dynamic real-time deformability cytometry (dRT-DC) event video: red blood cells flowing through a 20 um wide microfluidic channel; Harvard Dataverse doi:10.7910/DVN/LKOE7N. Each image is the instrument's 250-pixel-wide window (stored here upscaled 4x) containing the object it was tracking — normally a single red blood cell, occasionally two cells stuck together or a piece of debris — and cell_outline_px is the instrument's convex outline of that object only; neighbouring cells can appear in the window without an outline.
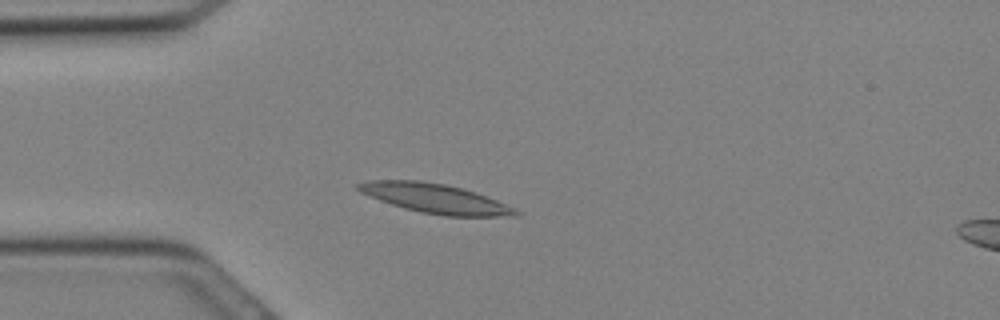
{"species": "Egyptian fruit bat (a non-hibernating species)", "species_latin": "Rousettus aegyptiacus", "temperature_condition": "cold", "stored_images_in_passage": 4, "camera_frame_rate_fps": 3000, "um_per_image_px": 0.085, "animal": {"sex": "female"}, "frame": {"image": 1, "passage_image": 1, "time_ms": 0.0, "image_size_px": [1000, 320], "cell_outline_px": [[524, 212], [520, 216], [444, 216], [420, 212], [404, 208], [380, 200], [360, 192], [356, 188], [356, 184], [368, 180], [420, 180], [444, 184], [476, 192], [516, 208]], "centroid_in_image_um": [37.03, 16.87], "position_along_channel_um": 48.0, "area_um2": 26.99}}
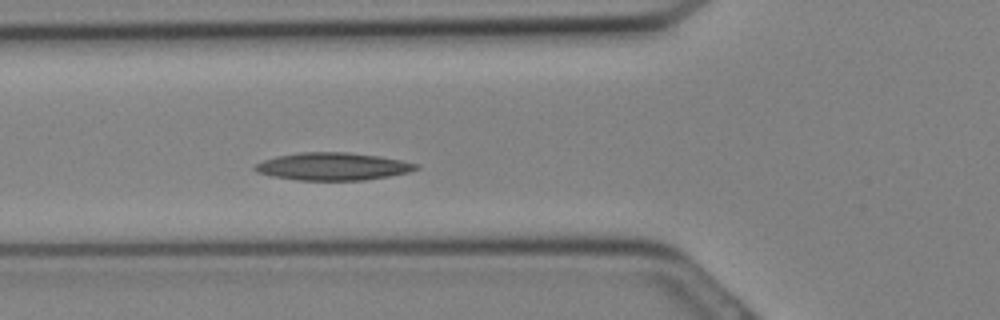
{"frame": {"image": 2, "passage_image": 4, "time_ms": 1.0, "image_size_px": [1000, 320], "cell_outline_px": [[420, 168], [408, 172], [388, 176], [364, 180], [296, 180], [272, 176], [256, 172], [252, 168], [256, 164], [264, 160], [276, 156], [300, 152], [348, 152], [380, 156], [420, 164]], "centroid_in_image_um": [28.28, 14.14], "position_along_channel_um": 97.5, "area_um2": 25.95}}